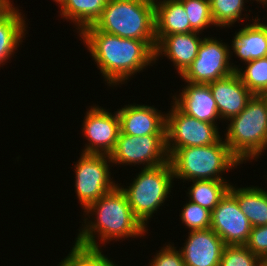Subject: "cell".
Instances as JSON below:
<instances>
[{
    "instance_id": "6da1fadb",
    "label": "cell",
    "mask_w": 267,
    "mask_h": 266,
    "mask_svg": "<svg viewBox=\"0 0 267 266\" xmlns=\"http://www.w3.org/2000/svg\"><path fill=\"white\" fill-rule=\"evenodd\" d=\"M78 36L86 45L101 77L113 89L125 85L134 78L133 75L156 64L155 50L146 41L111 35L94 25L84 28Z\"/></svg>"
},
{
    "instance_id": "7a4b0ae2",
    "label": "cell",
    "mask_w": 267,
    "mask_h": 266,
    "mask_svg": "<svg viewBox=\"0 0 267 266\" xmlns=\"http://www.w3.org/2000/svg\"><path fill=\"white\" fill-rule=\"evenodd\" d=\"M82 212L84 220L74 241L81 246L101 248V244L105 246L113 240L138 239L148 234L149 229L135 217L118 185Z\"/></svg>"
},
{
    "instance_id": "3957f363",
    "label": "cell",
    "mask_w": 267,
    "mask_h": 266,
    "mask_svg": "<svg viewBox=\"0 0 267 266\" xmlns=\"http://www.w3.org/2000/svg\"><path fill=\"white\" fill-rule=\"evenodd\" d=\"M174 180H226L222 175L242 163L231 153L223 136L214 144L176 149L170 156Z\"/></svg>"
},
{
    "instance_id": "277c9868",
    "label": "cell",
    "mask_w": 267,
    "mask_h": 266,
    "mask_svg": "<svg viewBox=\"0 0 267 266\" xmlns=\"http://www.w3.org/2000/svg\"><path fill=\"white\" fill-rule=\"evenodd\" d=\"M225 143L242 163L259 159L267 149V106L260 95H253L244 110L226 121ZM247 161V162H246Z\"/></svg>"
},
{
    "instance_id": "5b68a950",
    "label": "cell",
    "mask_w": 267,
    "mask_h": 266,
    "mask_svg": "<svg viewBox=\"0 0 267 266\" xmlns=\"http://www.w3.org/2000/svg\"><path fill=\"white\" fill-rule=\"evenodd\" d=\"M94 26L121 38L146 41L156 49L155 5L145 0H109Z\"/></svg>"
},
{
    "instance_id": "8992f818",
    "label": "cell",
    "mask_w": 267,
    "mask_h": 266,
    "mask_svg": "<svg viewBox=\"0 0 267 266\" xmlns=\"http://www.w3.org/2000/svg\"><path fill=\"white\" fill-rule=\"evenodd\" d=\"M129 186L118 183L125 193L135 217L147 229L149 220L169 199L174 186V175L170 162L151 168H140ZM125 187V188H124ZM163 204V205H162ZM157 211V212H156Z\"/></svg>"
},
{
    "instance_id": "52a82bcc",
    "label": "cell",
    "mask_w": 267,
    "mask_h": 266,
    "mask_svg": "<svg viewBox=\"0 0 267 266\" xmlns=\"http://www.w3.org/2000/svg\"><path fill=\"white\" fill-rule=\"evenodd\" d=\"M74 163L75 193L83 211L118 185L111 178L113 165L109 155L81 152Z\"/></svg>"
},
{
    "instance_id": "ba28073f",
    "label": "cell",
    "mask_w": 267,
    "mask_h": 266,
    "mask_svg": "<svg viewBox=\"0 0 267 266\" xmlns=\"http://www.w3.org/2000/svg\"><path fill=\"white\" fill-rule=\"evenodd\" d=\"M166 112V149L170 156L178 148L212 145L222 136L219 125L200 121L180 111L172 102Z\"/></svg>"
},
{
    "instance_id": "9c48e42d",
    "label": "cell",
    "mask_w": 267,
    "mask_h": 266,
    "mask_svg": "<svg viewBox=\"0 0 267 266\" xmlns=\"http://www.w3.org/2000/svg\"><path fill=\"white\" fill-rule=\"evenodd\" d=\"M222 41L204 36L197 57L180 78L184 82L208 84L235 72L239 65L231 61L230 46Z\"/></svg>"
},
{
    "instance_id": "30bf717a",
    "label": "cell",
    "mask_w": 267,
    "mask_h": 266,
    "mask_svg": "<svg viewBox=\"0 0 267 266\" xmlns=\"http://www.w3.org/2000/svg\"><path fill=\"white\" fill-rule=\"evenodd\" d=\"M109 156L112 165L118 167L138 165L151 168L169 162L165 135L132 136L119 132L115 148Z\"/></svg>"
},
{
    "instance_id": "8fae6325",
    "label": "cell",
    "mask_w": 267,
    "mask_h": 266,
    "mask_svg": "<svg viewBox=\"0 0 267 266\" xmlns=\"http://www.w3.org/2000/svg\"><path fill=\"white\" fill-rule=\"evenodd\" d=\"M87 109L82 122V135L87 143L82 153L110 155L120 132L119 115L96 104Z\"/></svg>"
},
{
    "instance_id": "7c38bea8",
    "label": "cell",
    "mask_w": 267,
    "mask_h": 266,
    "mask_svg": "<svg viewBox=\"0 0 267 266\" xmlns=\"http://www.w3.org/2000/svg\"><path fill=\"white\" fill-rule=\"evenodd\" d=\"M211 229L226 246L245 245L252 225L241 212L236 198L228 191L211 211Z\"/></svg>"
},
{
    "instance_id": "4fadbf2b",
    "label": "cell",
    "mask_w": 267,
    "mask_h": 266,
    "mask_svg": "<svg viewBox=\"0 0 267 266\" xmlns=\"http://www.w3.org/2000/svg\"><path fill=\"white\" fill-rule=\"evenodd\" d=\"M200 32L192 31L189 33L172 35H155L157 45L155 49V63L161 57H167L181 76L197 57L203 36ZM201 37V38H200Z\"/></svg>"
},
{
    "instance_id": "5bb4252c",
    "label": "cell",
    "mask_w": 267,
    "mask_h": 266,
    "mask_svg": "<svg viewBox=\"0 0 267 266\" xmlns=\"http://www.w3.org/2000/svg\"><path fill=\"white\" fill-rule=\"evenodd\" d=\"M120 132L125 135H165L166 112L155 106L131 103L117 109Z\"/></svg>"
},
{
    "instance_id": "9a60e30c",
    "label": "cell",
    "mask_w": 267,
    "mask_h": 266,
    "mask_svg": "<svg viewBox=\"0 0 267 266\" xmlns=\"http://www.w3.org/2000/svg\"><path fill=\"white\" fill-rule=\"evenodd\" d=\"M183 244L179 250L185 266H219L226 246L211 228L189 231Z\"/></svg>"
},
{
    "instance_id": "2e32d148",
    "label": "cell",
    "mask_w": 267,
    "mask_h": 266,
    "mask_svg": "<svg viewBox=\"0 0 267 266\" xmlns=\"http://www.w3.org/2000/svg\"><path fill=\"white\" fill-rule=\"evenodd\" d=\"M187 83V85H186ZM181 92L172 95L171 101L180 111L200 121L216 124L221 121L217 104L208 84L186 82Z\"/></svg>"
},
{
    "instance_id": "e0dca14e",
    "label": "cell",
    "mask_w": 267,
    "mask_h": 266,
    "mask_svg": "<svg viewBox=\"0 0 267 266\" xmlns=\"http://www.w3.org/2000/svg\"><path fill=\"white\" fill-rule=\"evenodd\" d=\"M208 85L223 122L240 114L254 95L243 84L236 72L210 82Z\"/></svg>"
},
{
    "instance_id": "ac0fdd59",
    "label": "cell",
    "mask_w": 267,
    "mask_h": 266,
    "mask_svg": "<svg viewBox=\"0 0 267 266\" xmlns=\"http://www.w3.org/2000/svg\"><path fill=\"white\" fill-rule=\"evenodd\" d=\"M17 7L13 4L6 5L0 11V67L2 65V68L3 65L9 63V59L15 56L14 53L28 33L26 17L20 11L19 6Z\"/></svg>"
},
{
    "instance_id": "d6986e66",
    "label": "cell",
    "mask_w": 267,
    "mask_h": 266,
    "mask_svg": "<svg viewBox=\"0 0 267 266\" xmlns=\"http://www.w3.org/2000/svg\"><path fill=\"white\" fill-rule=\"evenodd\" d=\"M235 31L230 49L231 57L234 55L241 62H249L267 56V33L254 19Z\"/></svg>"
},
{
    "instance_id": "ffe728a7",
    "label": "cell",
    "mask_w": 267,
    "mask_h": 266,
    "mask_svg": "<svg viewBox=\"0 0 267 266\" xmlns=\"http://www.w3.org/2000/svg\"><path fill=\"white\" fill-rule=\"evenodd\" d=\"M195 31L180 0H163L155 4V35L182 34Z\"/></svg>"
},
{
    "instance_id": "44dd1931",
    "label": "cell",
    "mask_w": 267,
    "mask_h": 266,
    "mask_svg": "<svg viewBox=\"0 0 267 266\" xmlns=\"http://www.w3.org/2000/svg\"><path fill=\"white\" fill-rule=\"evenodd\" d=\"M229 192L236 198L241 212L252 227L267 225V190L259 186L236 187L231 183Z\"/></svg>"
},
{
    "instance_id": "7402d4cb",
    "label": "cell",
    "mask_w": 267,
    "mask_h": 266,
    "mask_svg": "<svg viewBox=\"0 0 267 266\" xmlns=\"http://www.w3.org/2000/svg\"><path fill=\"white\" fill-rule=\"evenodd\" d=\"M109 0H63L58 6L59 17L71 21L79 34L84 28L94 25L100 18ZM77 27V28H76Z\"/></svg>"
},
{
    "instance_id": "603a6c76",
    "label": "cell",
    "mask_w": 267,
    "mask_h": 266,
    "mask_svg": "<svg viewBox=\"0 0 267 266\" xmlns=\"http://www.w3.org/2000/svg\"><path fill=\"white\" fill-rule=\"evenodd\" d=\"M188 187V200L212 211L229 191L230 181L192 180Z\"/></svg>"
},
{
    "instance_id": "cb8c5ba5",
    "label": "cell",
    "mask_w": 267,
    "mask_h": 266,
    "mask_svg": "<svg viewBox=\"0 0 267 266\" xmlns=\"http://www.w3.org/2000/svg\"><path fill=\"white\" fill-rule=\"evenodd\" d=\"M247 2L249 0H210L211 14L215 26L217 28H228L235 22L243 23L244 20L247 22L250 14H243V11H248L245 8ZM242 17H245V19Z\"/></svg>"
},
{
    "instance_id": "d4e9b609",
    "label": "cell",
    "mask_w": 267,
    "mask_h": 266,
    "mask_svg": "<svg viewBox=\"0 0 267 266\" xmlns=\"http://www.w3.org/2000/svg\"><path fill=\"white\" fill-rule=\"evenodd\" d=\"M243 64L245 68L239 66L235 70L243 84L254 95L267 92V56Z\"/></svg>"
},
{
    "instance_id": "484cf974",
    "label": "cell",
    "mask_w": 267,
    "mask_h": 266,
    "mask_svg": "<svg viewBox=\"0 0 267 266\" xmlns=\"http://www.w3.org/2000/svg\"><path fill=\"white\" fill-rule=\"evenodd\" d=\"M71 248L57 266H100L108 258L101 248L85 247L75 242Z\"/></svg>"
},
{
    "instance_id": "4316f807",
    "label": "cell",
    "mask_w": 267,
    "mask_h": 266,
    "mask_svg": "<svg viewBox=\"0 0 267 266\" xmlns=\"http://www.w3.org/2000/svg\"><path fill=\"white\" fill-rule=\"evenodd\" d=\"M187 12L190 26L197 32L216 27L211 14L210 0H180Z\"/></svg>"
},
{
    "instance_id": "83f0119b",
    "label": "cell",
    "mask_w": 267,
    "mask_h": 266,
    "mask_svg": "<svg viewBox=\"0 0 267 266\" xmlns=\"http://www.w3.org/2000/svg\"><path fill=\"white\" fill-rule=\"evenodd\" d=\"M180 218L189 231L211 228V211L191 201L186 202Z\"/></svg>"
},
{
    "instance_id": "f1b7e54d",
    "label": "cell",
    "mask_w": 267,
    "mask_h": 266,
    "mask_svg": "<svg viewBox=\"0 0 267 266\" xmlns=\"http://www.w3.org/2000/svg\"><path fill=\"white\" fill-rule=\"evenodd\" d=\"M258 260L245 245L225 246L219 266H254Z\"/></svg>"
},
{
    "instance_id": "f546056e",
    "label": "cell",
    "mask_w": 267,
    "mask_h": 266,
    "mask_svg": "<svg viewBox=\"0 0 267 266\" xmlns=\"http://www.w3.org/2000/svg\"><path fill=\"white\" fill-rule=\"evenodd\" d=\"M160 250L154 255L149 266H185L182 254L172 242L163 244ZM146 265V266H147Z\"/></svg>"
},
{
    "instance_id": "4dcf8cb0",
    "label": "cell",
    "mask_w": 267,
    "mask_h": 266,
    "mask_svg": "<svg viewBox=\"0 0 267 266\" xmlns=\"http://www.w3.org/2000/svg\"><path fill=\"white\" fill-rule=\"evenodd\" d=\"M245 246L259 259H267V225L252 227Z\"/></svg>"
},
{
    "instance_id": "1f68e13d",
    "label": "cell",
    "mask_w": 267,
    "mask_h": 266,
    "mask_svg": "<svg viewBox=\"0 0 267 266\" xmlns=\"http://www.w3.org/2000/svg\"><path fill=\"white\" fill-rule=\"evenodd\" d=\"M100 266H118V264L112 261L111 258H107Z\"/></svg>"
},
{
    "instance_id": "d6a6232c",
    "label": "cell",
    "mask_w": 267,
    "mask_h": 266,
    "mask_svg": "<svg viewBox=\"0 0 267 266\" xmlns=\"http://www.w3.org/2000/svg\"><path fill=\"white\" fill-rule=\"evenodd\" d=\"M255 20L261 25V27L266 31L267 33V21L265 22H261V18H259V16L257 15Z\"/></svg>"
},
{
    "instance_id": "836d02e7",
    "label": "cell",
    "mask_w": 267,
    "mask_h": 266,
    "mask_svg": "<svg viewBox=\"0 0 267 266\" xmlns=\"http://www.w3.org/2000/svg\"><path fill=\"white\" fill-rule=\"evenodd\" d=\"M254 266H267V259H259Z\"/></svg>"
},
{
    "instance_id": "e575fe53",
    "label": "cell",
    "mask_w": 267,
    "mask_h": 266,
    "mask_svg": "<svg viewBox=\"0 0 267 266\" xmlns=\"http://www.w3.org/2000/svg\"><path fill=\"white\" fill-rule=\"evenodd\" d=\"M260 3V5L262 4V6H264L266 8L267 6V0H258L257 3Z\"/></svg>"
},
{
    "instance_id": "d590c367",
    "label": "cell",
    "mask_w": 267,
    "mask_h": 266,
    "mask_svg": "<svg viewBox=\"0 0 267 266\" xmlns=\"http://www.w3.org/2000/svg\"><path fill=\"white\" fill-rule=\"evenodd\" d=\"M260 96L264 99V101L266 102V106H267V92L260 94Z\"/></svg>"
},
{
    "instance_id": "8d00e7d4",
    "label": "cell",
    "mask_w": 267,
    "mask_h": 266,
    "mask_svg": "<svg viewBox=\"0 0 267 266\" xmlns=\"http://www.w3.org/2000/svg\"><path fill=\"white\" fill-rule=\"evenodd\" d=\"M145 1L153 3L155 5L156 3L161 2L163 0H145Z\"/></svg>"
},
{
    "instance_id": "74e56055",
    "label": "cell",
    "mask_w": 267,
    "mask_h": 266,
    "mask_svg": "<svg viewBox=\"0 0 267 266\" xmlns=\"http://www.w3.org/2000/svg\"><path fill=\"white\" fill-rule=\"evenodd\" d=\"M6 5L0 0V11L5 7Z\"/></svg>"
},
{
    "instance_id": "f35d334b",
    "label": "cell",
    "mask_w": 267,
    "mask_h": 266,
    "mask_svg": "<svg viewBox=\"0 0 267 266\" xmlns=\"http://www.w3.org/2000/svg\"><path fill=\"white\" fill-rule=\"evenodd\" d=\"M8 5L14 4L13 0H4Z\"/></svg>"
},
{
    "instance_id": "ab89813d",
    "label": "cell",
    "mask_w": 267,
    "mask_h": 266,
    "mask_svg": "<svg viewBox=\"0 0 267 266\" xmlns=\"http://www.w3.org/2000/svg\"><path fill=\"white\" fill-rule=\"evenodd\" d=\"M53 1L59 5L63 0H53Z\"/></svg>"
}]
</instances>
